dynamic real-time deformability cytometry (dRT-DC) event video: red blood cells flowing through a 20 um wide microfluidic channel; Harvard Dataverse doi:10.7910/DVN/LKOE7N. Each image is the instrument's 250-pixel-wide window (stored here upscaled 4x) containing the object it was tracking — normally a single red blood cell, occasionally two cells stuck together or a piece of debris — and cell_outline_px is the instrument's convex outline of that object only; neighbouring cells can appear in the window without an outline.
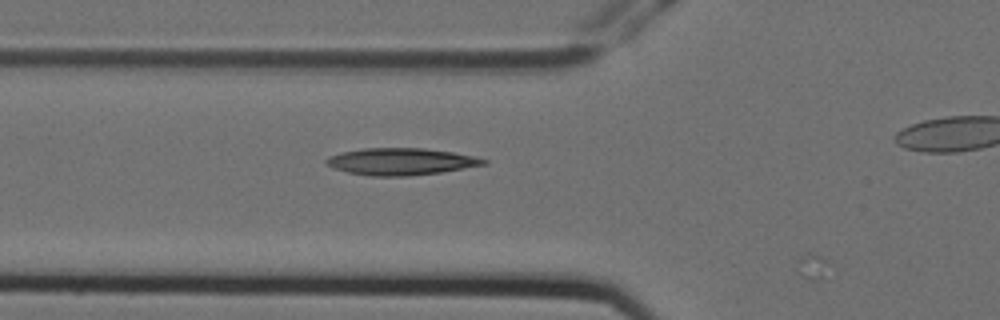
{"species": "Egyptian fruit bat (a non-hibernating species)", "species_latin": "Rousettus aegyptiacus", "temperature_condition": "cold", "stored_images_in_passage": 5, "camera_frame_rate_fps": 3000, "um_per_image_px": 0.085, "animal": {"sex": "female"}, "frame": {"image": 1, "passage_image": 4, "time_ms": 1.0, "image_size_px": [1000, 320], "cell_outline_px": [[488, 164], [440, 172], [408, 176], [368, 176], [348, 172], [332, 168], [324, 160], [328, 156], [340, 152], [364, 148], [424, 148], [452, 152], [472, 156], [488, 160]], "centroid_in_image_um": [34.04, 13.73], "position_along_channel_um": 91.8, "area_um2": 24.68}}